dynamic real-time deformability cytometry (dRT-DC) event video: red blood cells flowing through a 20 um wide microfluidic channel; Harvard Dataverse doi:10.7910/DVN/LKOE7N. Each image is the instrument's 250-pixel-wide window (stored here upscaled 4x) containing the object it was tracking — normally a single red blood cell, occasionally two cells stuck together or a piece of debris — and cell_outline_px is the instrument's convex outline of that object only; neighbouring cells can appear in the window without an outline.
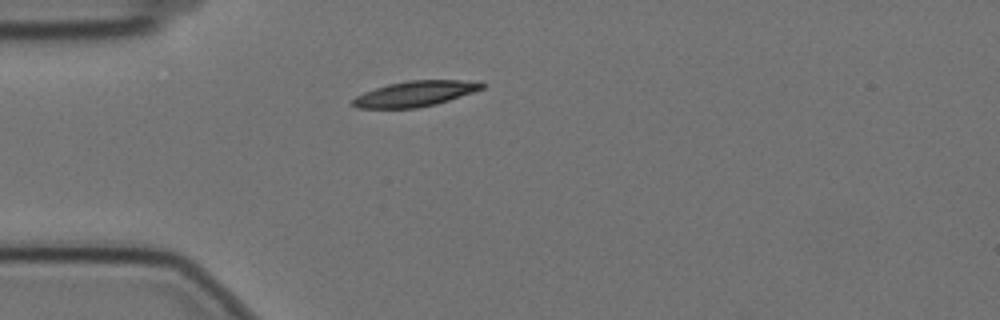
{"species": "Egyptian fruit bat (a non-hibernating species)", "species_latin": "Rousettus aegyptiacus", "temperature_condition": "cold", "stored_images_in_passage": 43, "camera_frame_rate_fps": 3000, "um_per_image_px": 0.085, "animal": {"sex": "female"}, "frame": {"image": 1, "passage_image": 1, "time_ms": 0.0, "image_size_px": [1000, 320], "cell_outline_px": [[484, 88], [436, 104], [416, 108], [356, 108], [352, 104], [352, 100], [356, 96], [364, 92], [388, 84], [412, 80], [480, 80], [484, 84]], "centroid_in_image_um": [35.3, 7.96], "position_along_channel_um": 49.7, "area_um2": 19.07}}
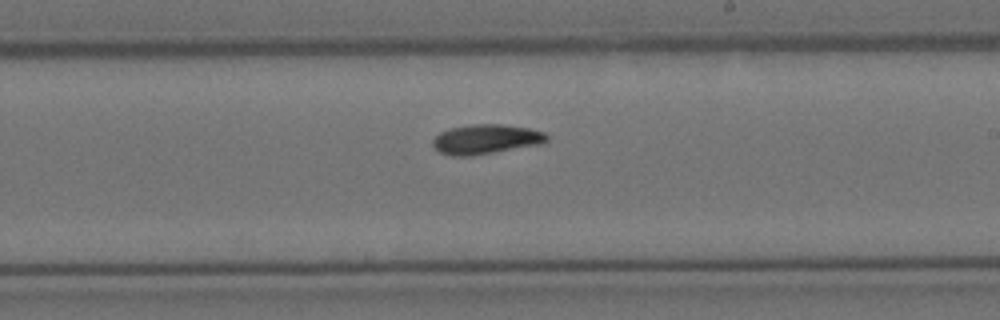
{"frame": {"image": 2, "passage_image": 19, "time_ms": 6.0, "image_size_px": [1000, 320], "cell_outline_px": [[548, 140], [540, 144], [472, 156], [452, 156], [440, 152], [432, 144], [432, 140], [440, 132], [452, 128], [472, 124], [504, 124], [528, 128], [544, 132], [548, 136]], "centroid_in_image_um": [41.3, 11.83], "position_along_channel_um": 247.7, "area_um2": 19.59}}
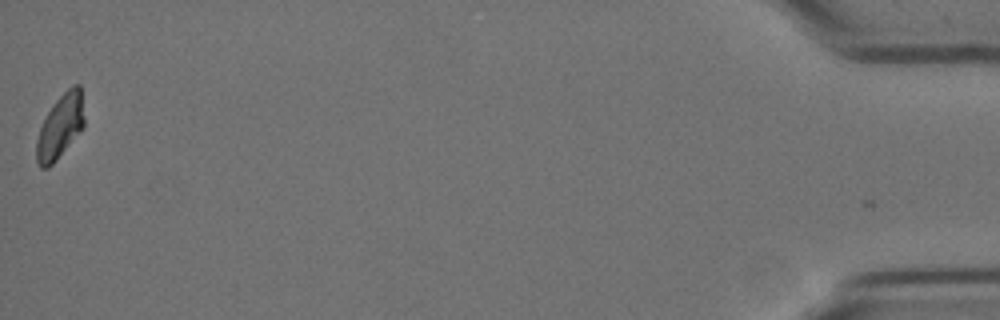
{"frame": {"image": 3, "passage_image": 43, "time_ms": 14.0, "image_size_px": [1000, 320], "cell_outline_px": [[84, 128], [56, 160], [48, 168], [40, 168], [36, 160], [36, 140], [40, 128], [52, 104], [72, 84], [80, 84], [84, 116]], "centroid_in_image_um": [5.12, 10.75], "position_along_channel_um": 430.1, "area_um2": 17.8}, "authors_computed_cell_mechanics": {"area_um2": 18.9006, "velocity_mm_per_s": 3.4935, "shape_relaxation_time_tau1_ms": 6.8615, "shape_relaxation_time_tau2_ms": 8.5927, "deformation_change_tau1": 0.1566, "deformation_change_tau2": 0.1135}}